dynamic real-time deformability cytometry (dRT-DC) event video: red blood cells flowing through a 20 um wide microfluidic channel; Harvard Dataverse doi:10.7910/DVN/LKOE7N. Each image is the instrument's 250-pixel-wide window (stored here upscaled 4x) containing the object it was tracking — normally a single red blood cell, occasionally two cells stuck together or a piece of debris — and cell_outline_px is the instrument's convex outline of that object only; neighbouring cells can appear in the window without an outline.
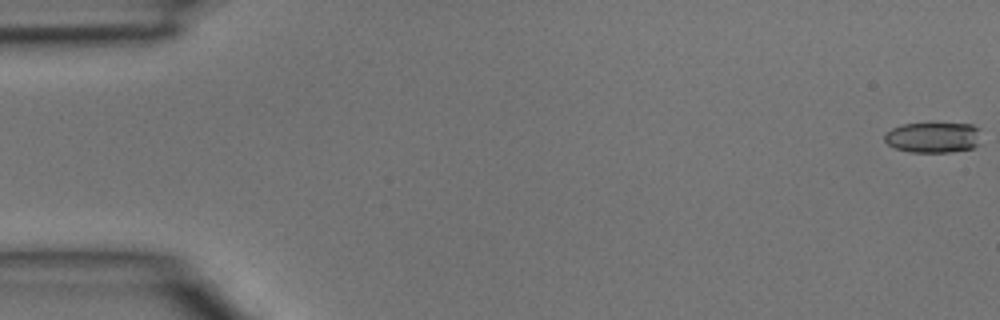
{"species": "common noctule bat (a hibernating species)", "species_latin": "Nyctalus noctula", "temperature_condition": "room temperature", "stored_images_in_passage": 46, "camera_frame_rate_fps": 3000, "um_per_image_px": 0.085, "animal": {"sex": "male", "body_mass_g": 15.6}, "frame": {"image": 1, "passage_image": 1, "time_ms": 0.0, "image_size_px": [1000, 320], "cell_outline_px": [[980, 144], [972, 148], [948, 152], [908, 152], [896, 148], [888, 144], [884, 140], [884, 132], [892, 128], [904, 124], [972, 124], [980, 128]], "centroid_in_image_um": [79.33, 11.68], "position_along_channel_um": 5.7, "area_um2": 17.28}}
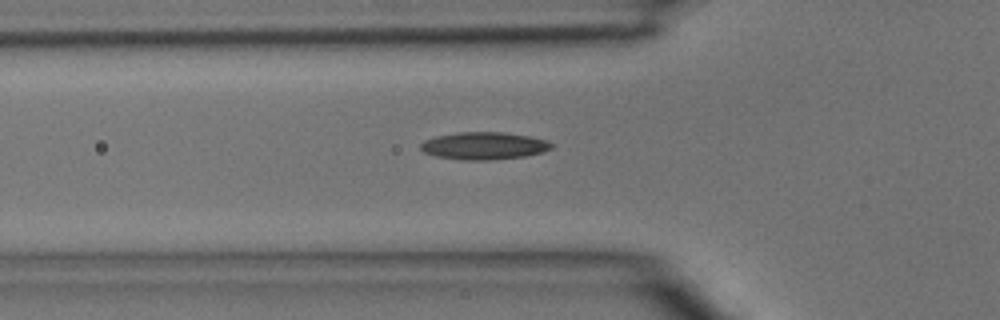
{"frame": {"image": 2, "passage_image": 16, "time_ms": 5.0, "image_size_px": [1000, 320], "cell_outline_px": [[552, 148], [544, 152], [524, 156], [488, 160], [460, 160], [436, 156], [424, 152], [420, 148], [420, 144], [424, 140], [436, 136], [460, 132], [504, 132], [528, 136], [548, 140], [552, 144]], "centroid_in_image_um": [41.13, 12.39], "position_along_channel_um": 84.7, "area_um2": 20.92}}
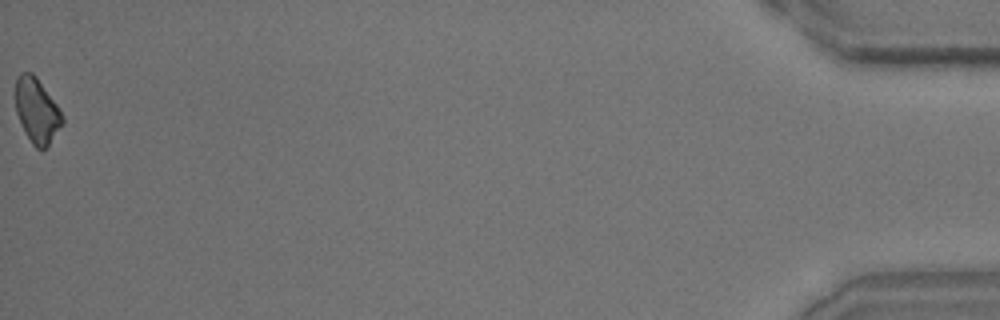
{"frame": {"image": 3, "passage_image": 46, "time_ms": 15.0, "image_size_px": [1000, 320], "cell_outline_px": [[64, 124], [48, 144], [44, 148], [36, 148], [32, 144], [24, 132], [16, 112], [16, 76], [20, 72], [32, 72], [36, 76], [56, 104], [64, 116]], "centroid_in_image_um": [3.13, 9.39], "position_along_channel_um": 432.1, "area_um2": 17.63}}